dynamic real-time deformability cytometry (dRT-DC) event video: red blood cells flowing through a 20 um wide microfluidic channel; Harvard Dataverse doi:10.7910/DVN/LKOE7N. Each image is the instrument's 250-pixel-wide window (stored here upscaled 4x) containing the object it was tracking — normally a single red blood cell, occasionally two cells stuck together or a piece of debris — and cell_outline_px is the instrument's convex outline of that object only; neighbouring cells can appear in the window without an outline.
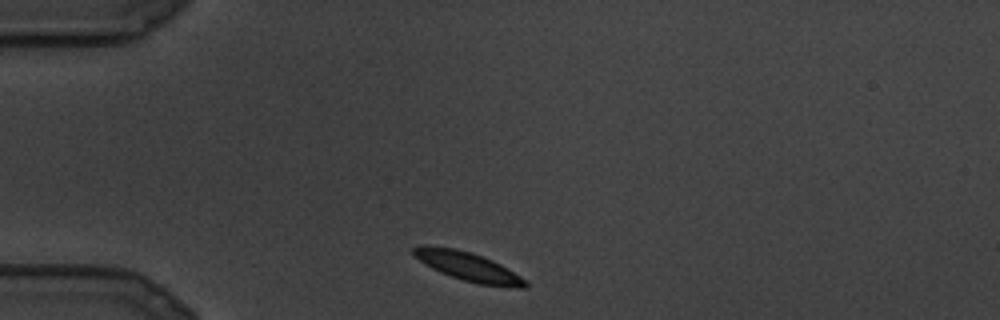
{"species": "common noctule bat (a hibernating species)", "species_latin": "Nyctalus noctula", "temperature_condition": "cold", "stored_images_in_passage": 13, "camera_frame_rate_fps": 3000, "um_per_image_px": 0.085, "animal": {"sex": "male", "body_mass_g": 19.5, "forearm_length_mm": 54.6}, "frame": {"image": 1, "passage_image": 1, "time_ms": 0.0, "image_size_px": [1000, 320], "cell_outline_px": [[528, 288], [520, 288], [476, 284], [440, 272], [424, 264], [412, 256], [412, 248], [420, 244], [428, 244], [456, 248], [472, 252], [484, 256], [500, 264], [528, 280]], "centroid_in_image_um": [39.76, 22.63], "position_along_channel_um": 45.2, "area_um2": 19.31}}
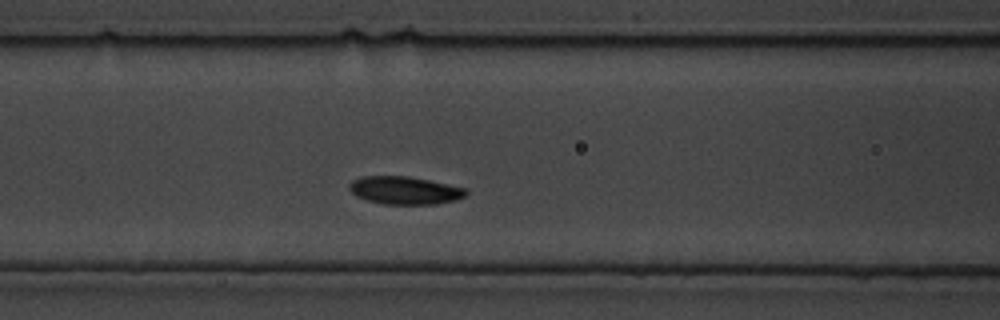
{"frame": {"image": 2, "passage_image": 6, "time_ms": 1.667, "image_size_px": [1000, 320], "cell_outline_px": [[468, 192], [464, 196], [456, 200], [436, 204], [384, 204], [368, 200], [356, 196], [348, 188], [352, 180], [360, 176], [408, 176], [428, 180], [464, 188]], "centroid_in_image_um": [34.37, 16.18], "position_along_channel_um": 132.2, "area_um2": 18.79}}
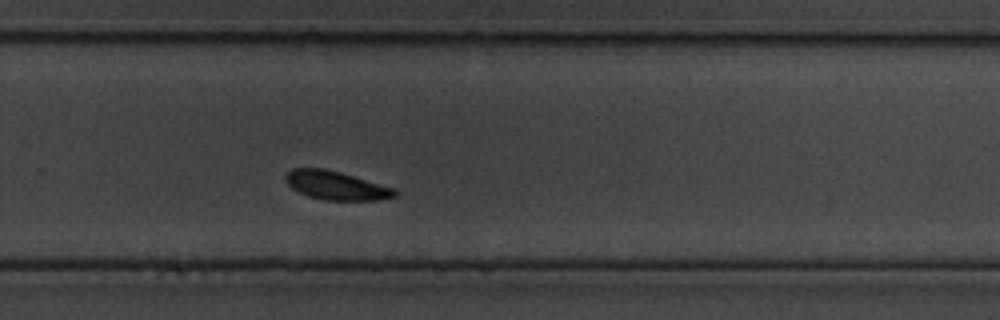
{"frame": {"image": 3, "passage_image": 13, "time_ms": 4.0, "image_size_px": [1000, 320], "cell_outline_px": [[396, 196], [380, 200], [324, 200], [308, 196], [292, 188], [284, 180], [284, 176], [292, 168], [324, 168], [340, 172], [396, 188]], "centroid_in_image_um": [28.57, 15.76], "position_along_channel_um": 301.2, "area_um2": 18.26}}